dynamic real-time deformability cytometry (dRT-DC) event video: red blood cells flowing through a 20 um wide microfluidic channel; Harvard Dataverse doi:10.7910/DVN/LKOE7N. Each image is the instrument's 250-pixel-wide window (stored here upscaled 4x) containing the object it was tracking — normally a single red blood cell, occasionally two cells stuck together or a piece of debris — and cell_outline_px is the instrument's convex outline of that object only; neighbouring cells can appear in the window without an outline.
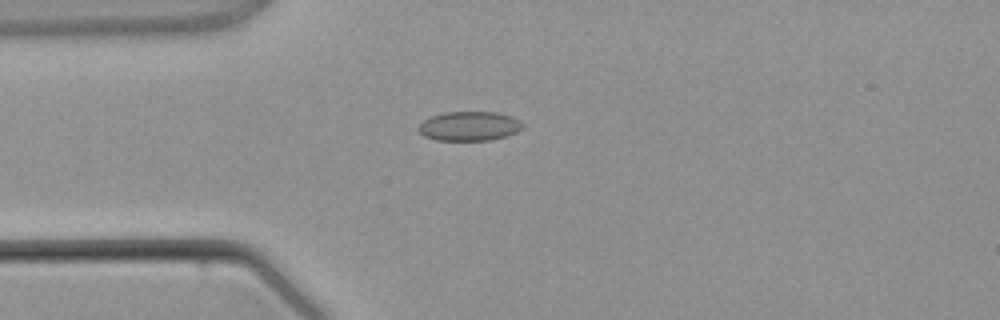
{"species": "common noctule bat (a hibernating species)", "species_latin": "Nyctalus noctula", "temperature_condition": "warm", "stored_images_in_passage": 2, "camera_frame_rate_fps": 3000, "um_per_image_px": 0.085, "animal": {"sex": "male", "body_mass_g": 21.5, "forearm_length_mm": 52.0}, "frame": {"image": 1, "passage_image": 1, "time_ms": 0.0, "image_size_px": [1000, 320], "cell_outline_px": [[220, 240], [212, 248], [88, 248], [76, 240], [100, 236], [208, 236]], "centroid_in_image_um": [12.71, 20.57], "position_along_channel_um": 72.3, "area_um2": 11.39}}